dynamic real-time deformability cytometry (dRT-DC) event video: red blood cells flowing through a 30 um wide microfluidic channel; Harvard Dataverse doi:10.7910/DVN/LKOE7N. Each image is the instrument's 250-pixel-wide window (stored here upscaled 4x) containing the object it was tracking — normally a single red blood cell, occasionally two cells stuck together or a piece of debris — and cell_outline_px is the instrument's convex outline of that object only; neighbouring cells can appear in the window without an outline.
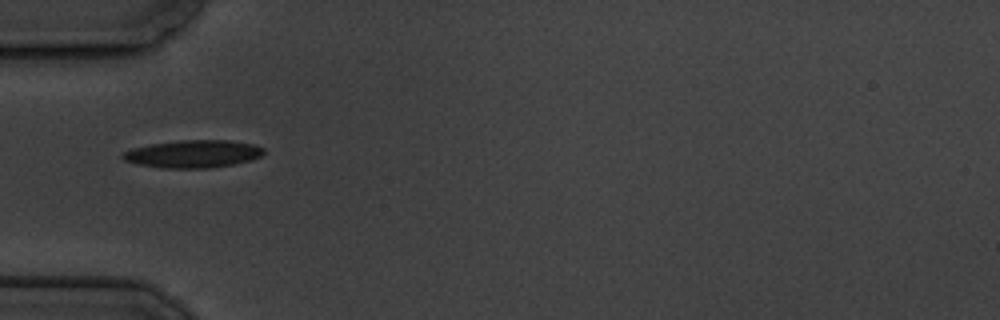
{"species": "common noctule bat (a hibernating species)", "species_latin": "Nyctalus noctula", "temperature_condition": "cold", "stored_images_in_passage": 3, "camera_frame_rate_fps": 3000, "um_per_image_px": 0.085, "animal": {"sex": "male", "body_mass_g": 19.5, "forearm_length_mm": 54.6}, "frame": {"image": 1, "passage_image": 1, "time_ms": 0.0, "image_size_px": [1000, 320], "cell_outline_px": [[264, 152], [260, 156], [252, 160], [232, 164], [208, 168], [160, 168], [136, 164], [124, 160], [120, 156], [124, 152], [132, 148], [148, 144], [180, 140], [232, 140], [252, 144], [264, 148]], "centroid_in_image_um": [16.38, 13.08], "position_along_channel_um": 68.6, "area_um2": 22.83}}
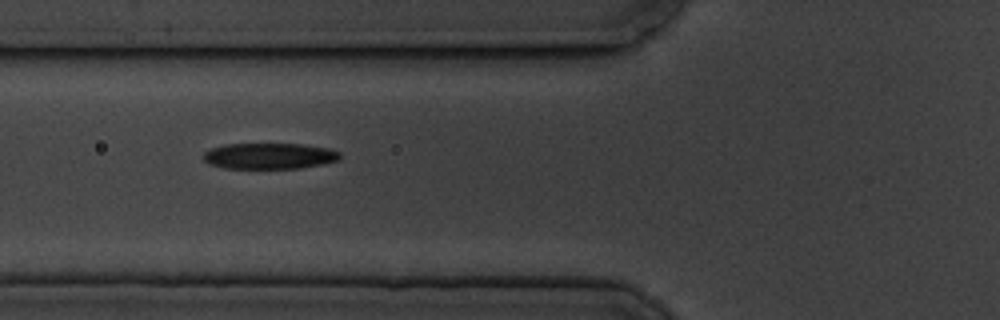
{"frame": {"image": 2, "passage_image": 2, "time_ms": 1.0, "image_size_px": [1000, 320], "cell_outline_px": [[340, 160], [324, 164], [300, 168], [224, 168], [208, 164], [204, 160], [204, 152], [212, 148], [224, 144], [304, 144], [328, 148], [340, 152]], "centroid_in_image_um": [22.92, 13.26], "position_along_channel_um": 102.9, "area_um2": 20.75}}
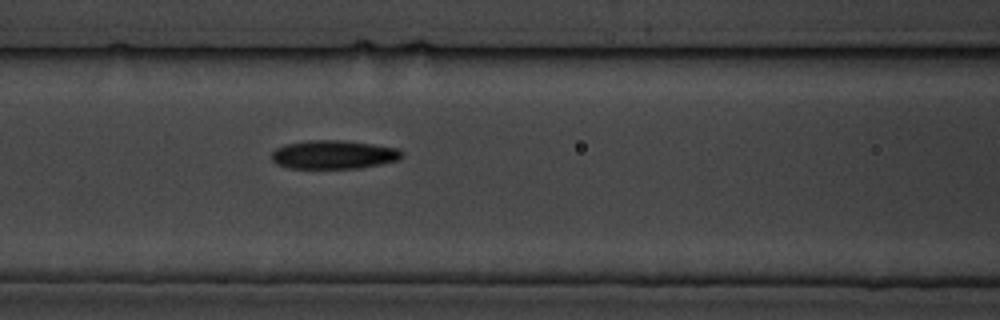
{"frame": {"image": 3, "passage_image": 3, "time_ms": 2.0, "image_size_px": [1000, 320], "cell_outline_px": [[404, 156], [400, 160], [360, 168], [288, 168], [276, 164], [272, 160], [272, 152], [276, 148], [284, 144], [308, 140], [340, 140], [372, 144], [396, 148], [404, 152]], "centroid_in_image_um": [28.36, 13.14], "position_along_channel_um": 138.2, "area_um2": 21.85}}